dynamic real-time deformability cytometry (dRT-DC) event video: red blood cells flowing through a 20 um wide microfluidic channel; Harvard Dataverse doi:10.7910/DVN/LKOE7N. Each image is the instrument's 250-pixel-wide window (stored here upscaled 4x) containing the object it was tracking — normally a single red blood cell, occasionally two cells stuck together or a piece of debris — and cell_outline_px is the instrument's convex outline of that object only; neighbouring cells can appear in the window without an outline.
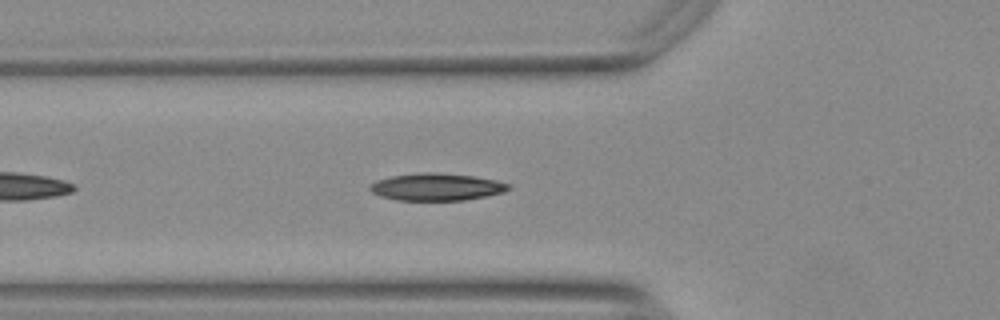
{"species": "Egyptian fruit bat (a non-hibernating species)", "species_latin": "Rousettus aegyptiacus", "temperature_condition": "warm", "stored_images_in_passage": 41, "camera_frame_rate_fps": 3000, "um_per_image_px": 0.085, "animal": {"sex": "female"}, "frame": {"image": 1, "passage_image": 6, "time_ms": 1.667, "image_size_px": [1000, 320], "cell_outline_px": [[512, 188], [504, 192], [488, 196], [464, 200], [396, 200], [380, 196], [372, 192], [368, 188], [376, 180], [388, 176], [420, 172], [436, 172], [476, 176], [496, 180], [512, 184]], "centroid_in_image_um": [37.14, 15.88], "position_along_channel_um": 88.7, "area_um2": 22.37}}
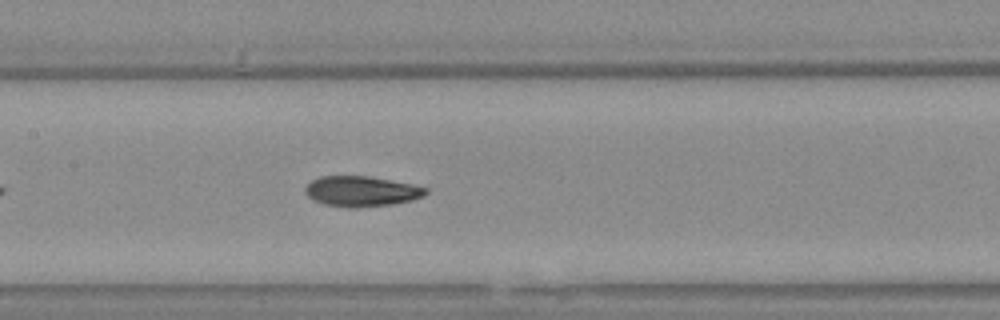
{"frame": {"image": 2, "passage_image": 13, "time_ms": 4.0, "image_size_px": [1000, 320], "cell_outline_px": [[428, 192], [424, 196], [412, 200], [392, 204], [356, 208], [348, 208], [324, 204], [312, 200], [304, 192], [304, 188], [312, 180], [320, 176], [368, 176], [412, 184], [428, 188]], "centroid_in_image_um": [30.71, 16.27], "position_along_channel_um": 176.7, "area_um2": 21.44}}
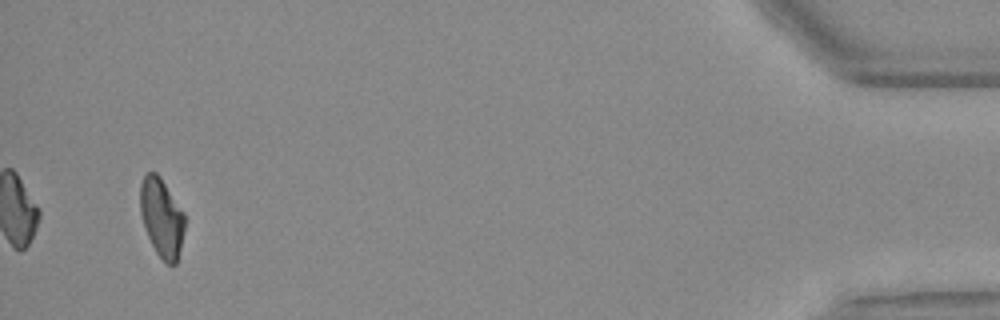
{"frame": {"image": 3, "passage_image": 39, "time_ms": 12.667, "image_size_px": [1000, 320], "cell_outline_px": [[184, 228], [180, 248], [176, 264], [168, 264], [156, 252], [148, 236], [140, 212], [140, 184], [144, 176], [148, 172], [156, 172], [160, 176], [184, 212]], "centroid_in_image_um": [13.74, 18.46], "position_along_channel_um": 421.5, "area_um2": 20.11}, "authors_computed_cell_mechanics": {"area_um2": 21.2704, "velocity_mm_per_s": 3.7494, "shape_relaxation_time_tau1_ms": 5.4765, "shape_relaxation_time_tau2_ms": 3.3165, "deformation_change_tau1": 0.1904, "deformation_change_tau2": 0.0874}}